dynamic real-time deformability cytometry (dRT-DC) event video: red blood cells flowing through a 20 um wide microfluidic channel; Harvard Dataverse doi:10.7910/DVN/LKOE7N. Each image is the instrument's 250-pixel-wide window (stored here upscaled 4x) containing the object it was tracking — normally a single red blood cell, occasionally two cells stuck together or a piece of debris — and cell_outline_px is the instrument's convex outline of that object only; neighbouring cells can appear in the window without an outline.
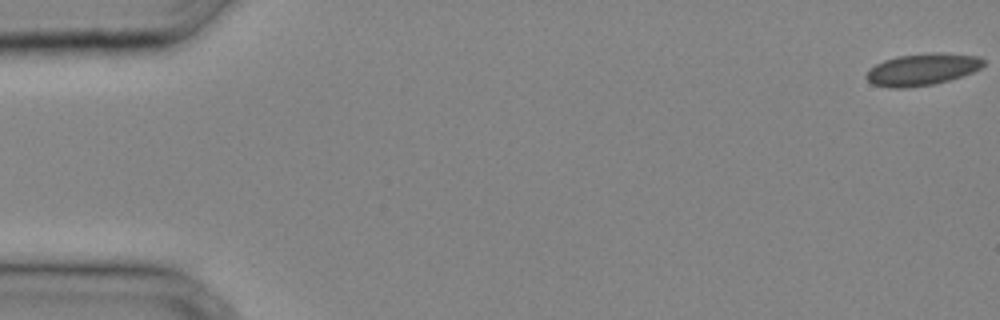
{"species": "common noctule bat (a hibernating species)", "species_latin": "Nyctalus noctula", "temperature_condition": "cold", "stored_images_in_passage": 33, "camera_frame_rate_fps": 3000, "um_per_image_px": 0.085, "animal": {"sex": "male", "body_mass_g": 20.4}, "frame": {"image": 1, "passage_image": 1, "time_ms": 0.0, "image_size_px": [1000, 320], "cell_outline_px": [[984, 64], [980, 68], [972, 72], [948, 80], [932, 84], [908, 88], [888, 88], [872, 84], [864, 76], [868, 68], [884, 60], [896, 56], [932, 52], [940, 52], [980, 56], [984, 60]], "centroid_in_image_um": [78.34, 5.89], "position_along_channel_um": 6.7, "area_um2": 21.96}}
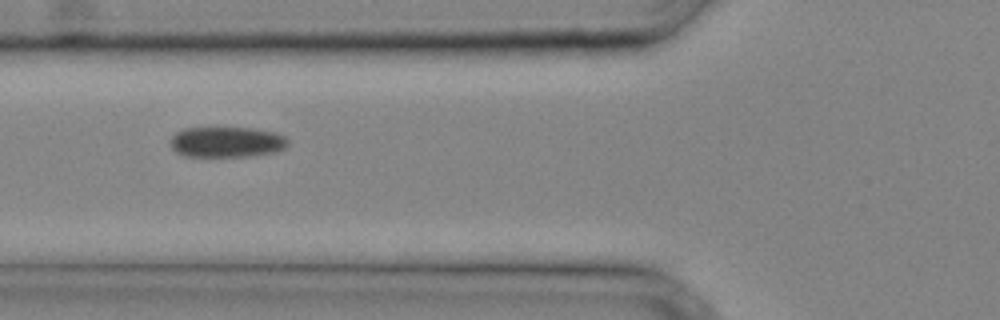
{"frame": {"image": 2, "passage_image": 14, "time_ms": 4.333, "image_size_px": [1000, 320], "cell_outline_px": [[288, 144], [284, 148], [276, 152], [252, 156], [180, 156], [168, 144], [172, 136], [176, 132], [184, 128], [248, 128], [276, 132], [284, 136], [288, 140]], "centroid_in_image_um": [19.24, 12.08], "position_along_channel_um": 106.6, "area_um2": 21.1}}
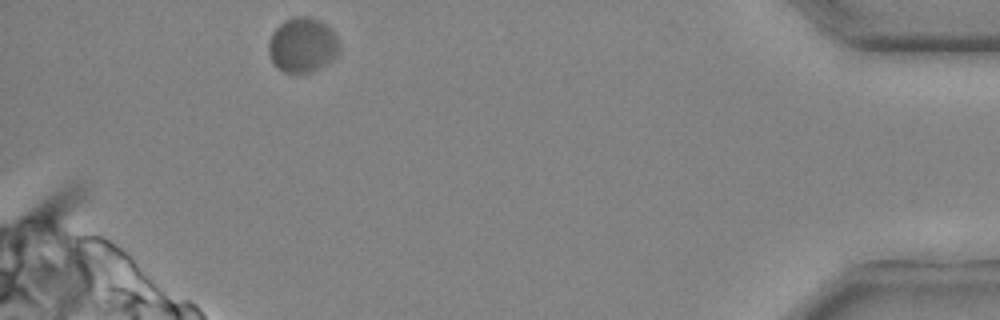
{"frame": {"image": 3, "passage_image": 33, "time_ms": 10.667, "image_size_px": [1000, 320], "cell_outline_px": [[340, 52], [332, 60], [312, 72], [284, 72], [276, 68], [272, 64], [268, 52], [268, 40], [272, 32], [284, 20], [296, 16], [312, 16], [328, 24], [336, 36], [340, 44]], "centroid_in_image_um": [25.71, 3.81], "position_along_channel_um": 409.5, "area_um2": 23.06}}